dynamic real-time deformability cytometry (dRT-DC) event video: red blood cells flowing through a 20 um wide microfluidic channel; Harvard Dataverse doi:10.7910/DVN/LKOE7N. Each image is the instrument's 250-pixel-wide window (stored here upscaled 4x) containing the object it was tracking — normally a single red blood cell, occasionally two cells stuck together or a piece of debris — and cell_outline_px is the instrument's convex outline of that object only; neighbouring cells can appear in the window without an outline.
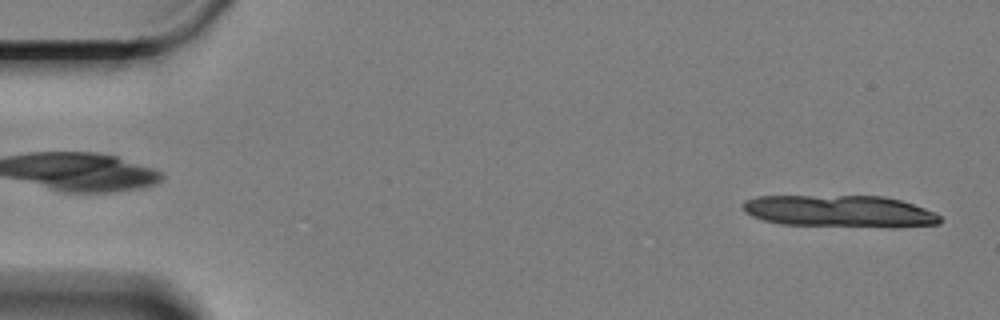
{"species": "Egyptian fruit bat (a non-hibernating species)", "species_latin": "Rousettus aegyptiacus", "temperature_condition": "cold", "stored_images_in_passage": 11, "camera_frame_rate_fps": 3000, "um_per_image_px": 0.085, "animal": {"sex": "female"}, "frame": {"image": 1, "passage_image": 1, "time_ms": 0.0, "image_size_px": [1000, 320], "cell_outline_px": [[940, 224], [892, 228], [780, 224], [764, 220], [752, 216], [744, 212], [740, 204], [744, 200], [756, 196], [884, 196], [900, 200], [924, 208], [940, 216]], "centroid_in_image_um": [71.34, 17.96], "position_along_channel_um": 13.7, "area_um2": 37.17}}